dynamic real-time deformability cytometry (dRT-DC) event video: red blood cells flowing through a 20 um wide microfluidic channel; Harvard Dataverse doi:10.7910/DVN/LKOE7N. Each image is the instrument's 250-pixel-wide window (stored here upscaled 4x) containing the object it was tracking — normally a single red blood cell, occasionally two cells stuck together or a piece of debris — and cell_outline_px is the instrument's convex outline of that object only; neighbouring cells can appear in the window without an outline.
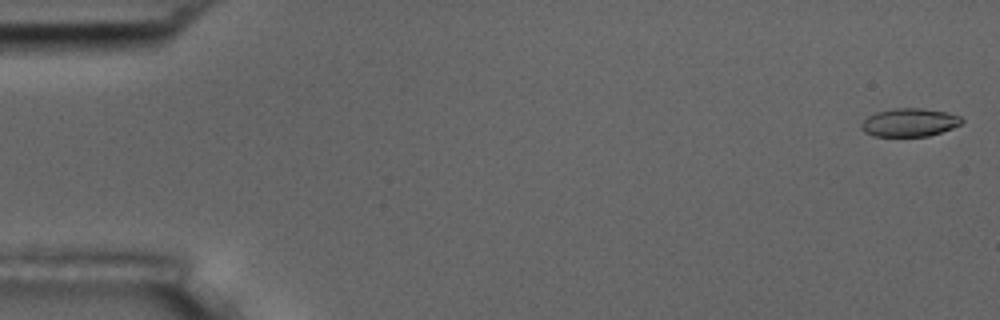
{"species": "common noctule bat (a hibernating species)", "species_latin": "Nyctalus noctula", "temperature_condition": "room temperature", "stored_images_in_passage": 3, "camera_frame_rate_fps": 3000, "um_per_image_px": 0.085, "animal": {"sex": "male", "body_mass_g": 17.5, "forearm_length_mm": 52.3}, "frame": {"image": 1, "passage_image": 1, "time_ms": 0.0, "image_size_px": [1000, 320], "cell_outline_px": [[964, 120], [960, 124], [952, 128], [928, 136], [872, 136], [864, 132], [860, 128], [860, 124], [868, 116], [876, 112], [892, 108], [924, 108], [948, 112], [960, 116]], "centroid_in_image_um": [77.29, 10.4], "position_along_channel_um": 7.7, "area_um2": 16.65}}